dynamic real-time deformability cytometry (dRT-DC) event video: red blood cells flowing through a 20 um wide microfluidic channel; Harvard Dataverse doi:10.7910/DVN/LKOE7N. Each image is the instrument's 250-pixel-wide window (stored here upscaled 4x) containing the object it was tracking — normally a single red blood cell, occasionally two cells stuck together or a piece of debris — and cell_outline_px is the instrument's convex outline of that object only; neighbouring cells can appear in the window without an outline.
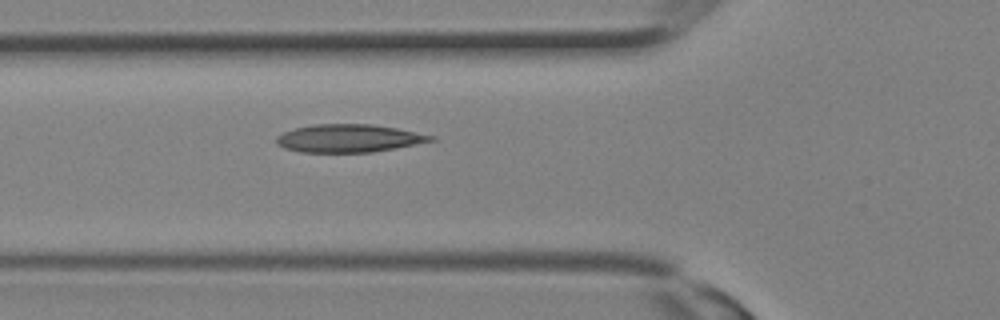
{"species": "Egyptian fruit bat (a non-hibernating species)", "species_latin": "Rousettus aegyptiacus", "temperature_condition": "room temperature", "stored_images_in_passage": 4, "camera_frame_rate_fps": 3000, "um_per_image_px": 0.085, "animal": {"sex": "female"}, "frame": {"image": 1, "passage_image": 2, "time_ms": 0.333, "image_size_px": [1000, 320], "cell_outline_px": [[436, 140], [372, 152], [300, 152], [284, 148], [276, 144], [276, 136], [284, 132], [296, 128], [312, 124], [372, 124], [396, 128], [436, 136]], "centroid_in_image_um": [29.63, 11.75], "position_along_channel_um": 96.2, "area_um2": 25.03}}
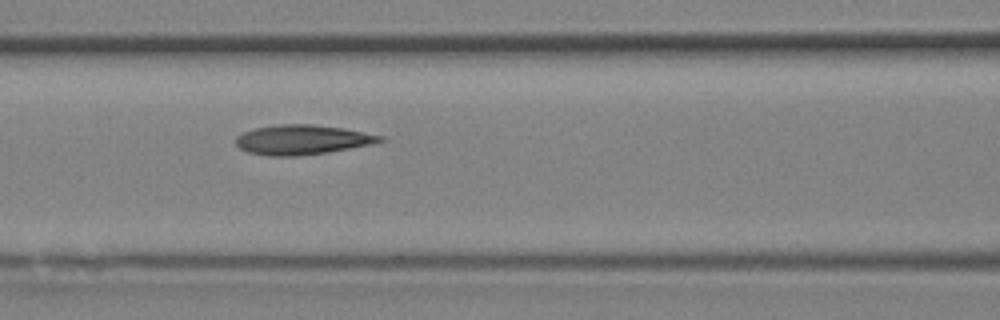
{"frame": {"image": 2, "passage_image": 4, "time_ms": 1.0, "image_size_px": [1000, 320], "cell_outline_px": [[384, 140], [368, 144], [328, 152], [296, 156], [268, 156], [248, 152], [240, 148], [236, 144], [236, 136], [244, 132], [256, 128], [276, 124], [312, 124], [344, 128], [384, 136]], "centroid_in_image_um": [25.65, 11.87], "position_along_channel_um": 141.0, "area_um2": 24.74}}